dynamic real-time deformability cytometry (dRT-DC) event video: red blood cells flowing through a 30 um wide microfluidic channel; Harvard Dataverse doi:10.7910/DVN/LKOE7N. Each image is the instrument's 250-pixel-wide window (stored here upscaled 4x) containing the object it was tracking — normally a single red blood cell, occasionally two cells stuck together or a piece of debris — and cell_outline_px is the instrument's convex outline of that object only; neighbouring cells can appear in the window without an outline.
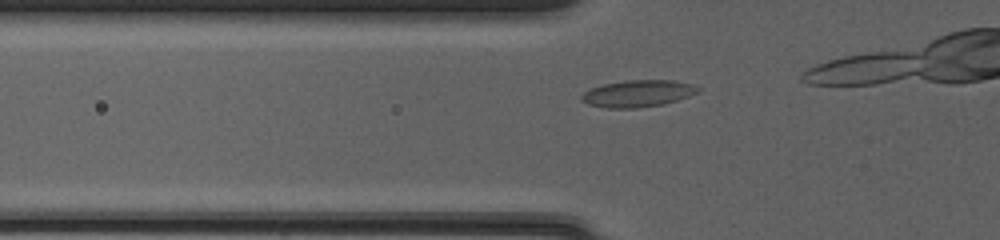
{"species": "common noctule bat (a hibernating species)", "species_latin": "Nyctalus noctula", "temperature_condition": "cold", "stored_images_in_passage": 11, "camera_frame_rate_fps": 3000, "um_per_image_px": 0.085, "animal": {"sex": "female", "body_mass_g": 20.0, "forearm_length_mm": 54.0}, "frame": {"image": 1, "passage_image": 4, "time_ms": 1.0, "image_size_px": [1000, 240], "cell_outline_px": [[700, 88], [696, 92], [688, 96], [676, 100], [660, 104], [636, 108], [608, 108], [588, 104], [580, 100], [580, 96], [584, 92], [592, 88], [604, 84], [624, 80], [672, 80], [692, 84]], "centroid_in_image_um": [54.17, 7.94], "position_along_channel_um": 71.6, "area_um2": 17.98}}